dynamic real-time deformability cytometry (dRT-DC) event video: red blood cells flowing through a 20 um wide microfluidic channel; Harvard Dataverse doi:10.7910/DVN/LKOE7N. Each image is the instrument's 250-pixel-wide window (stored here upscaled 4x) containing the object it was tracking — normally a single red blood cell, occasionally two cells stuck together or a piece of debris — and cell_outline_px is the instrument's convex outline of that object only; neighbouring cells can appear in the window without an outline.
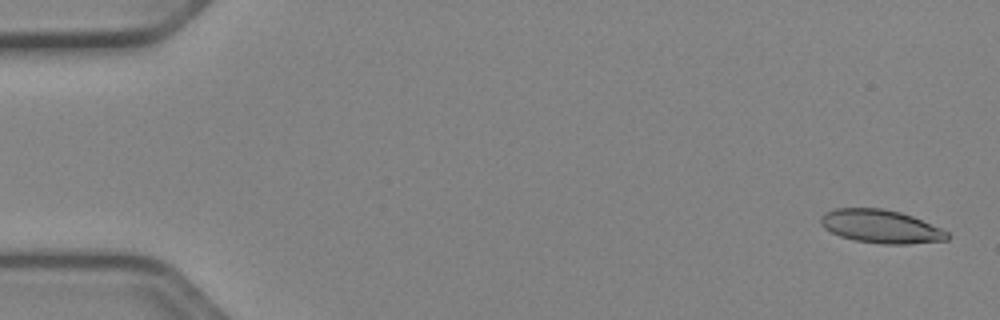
{"species": "Egyptian fruit bat (a non-hibernating species)", "species_latin": "Rousettus aegyptiacus", "temperature_condition": "cold", "stored_images_in_passage": 52, "camera_frame_rate_fps": 3000, "um_per_image_px": 0.085, "animal": {"sex": "female"}, "frame": {"image": 1, "passage_image": 2, "time_ms": 0.333, "image_size_px": [1000, 320], "cell_outline_px": [[948, 240], [908, 244], [884, 244], [856, 240], [840, 236], [824, 228], [820, 224], [820, 216], [824, 212], [832, 208], [880, 208], [900, 212], [912, 216], [940, 228], [948, 232]], "centroid_in_image_um": [74.83, 19.24], "position_along_channel_um": 10.2, "area_um2": 24.51}}
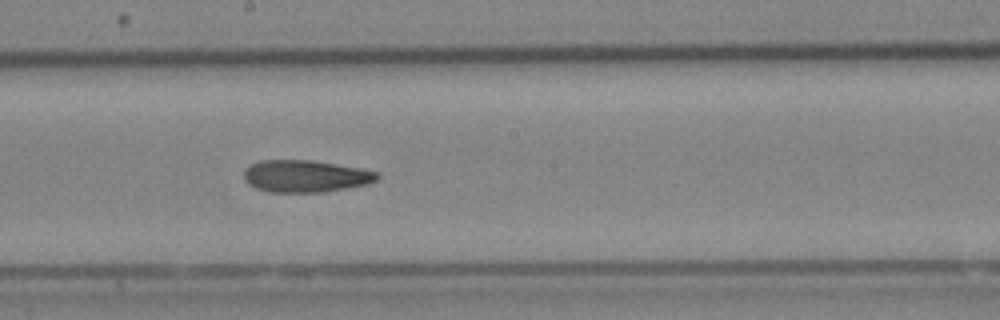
{"frame": {"image": 2, "passage_image": 29, "time_ms": 9.333, "image_size_px": [1000, 320], "cell_outline_px": [[380, 176], [376, 180], [368, 184], [324, 192], [268, 192], [256, 188], [248, 184], [244, 180], [244, 172], [252, 164], [260, 160], [312, 160], [360, 168], [380, 172]], "centroid_in_image_um": [25.98, 14.97], "position_along_channel_um": 222.2, "area_um2": 24.97}}
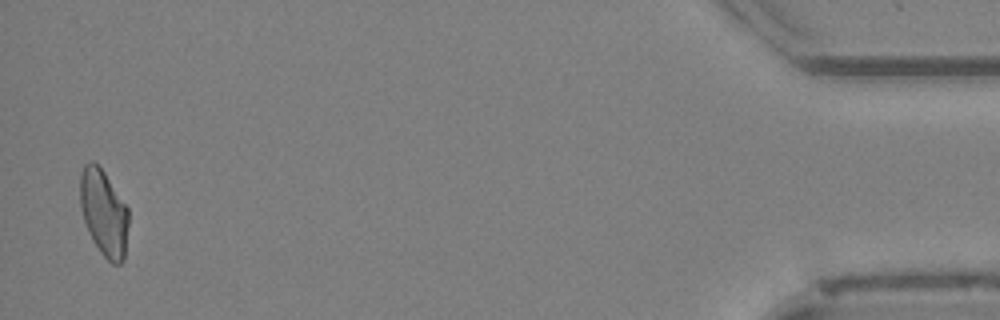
{"frame": {"image": 3, "passage_image": 51, "time_ms": 16.667, "image_size_px": [1000, 320], "cell_outline_px": [[128, 224], [124, 260], [120, 264], [112, 264], [100, 252], [92, 240], [84, 220], [80, 204], [80, 176], [84, 164], [88, 160], [92, 160], [104, 172], [128, 208]], "centroid_in_image_um": [8.82, 18.09], "position_along_channel_um": 426.4, "area_um2": 24.28}, "authors_computed_cell_mechanics": {"area_um2": 24.9118, "velocity_mm_per_s": 3.9515, "shape_relaxation_time_tau1_ms": 10.5611, "shape_relaxation_time_tau2_ms": 5.8284, "deformation_change_tau1": 0.2143, "deformation_change_tau2": 0.1544}}